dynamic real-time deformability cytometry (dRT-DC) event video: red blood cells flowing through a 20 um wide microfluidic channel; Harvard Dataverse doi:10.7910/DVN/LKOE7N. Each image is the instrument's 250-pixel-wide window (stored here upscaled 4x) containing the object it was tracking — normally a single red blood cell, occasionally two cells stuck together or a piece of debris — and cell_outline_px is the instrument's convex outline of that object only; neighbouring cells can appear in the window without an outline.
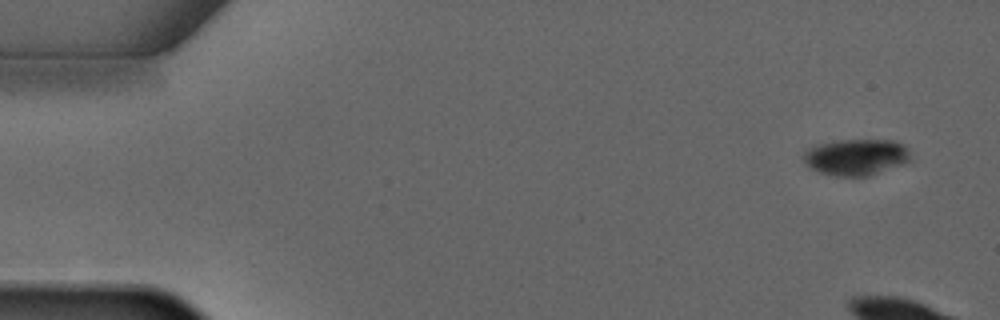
{"species": "common noctule bat (a hibernating species)", "species_latin": "Nyctalus noctula", "temperature_condition": "warm", "stored_images_in_passage": 5, "camera_frame_rate_fps": 3000, "um_per_image_px": 0.085, "animal": {"sex": "male", "forearm_length_mm": 52.5}, "frame": {"image": 1, "passage_image": 1, "time_ms": 0.0, "image_size_px": [1000, 320], "cell_outline_px": [[912, 160], [904, 164], [872, 176], [836, 176], [820, 172], [804, 164], [800, 156], [808, 148], [816, 144], [836, 140], [892, 140], [904, 144], [908, 148]], "centroid_in_image_um": [72.77, 13.35], "position_along_channel_um": 12.2, "area_um2": 23.24}}
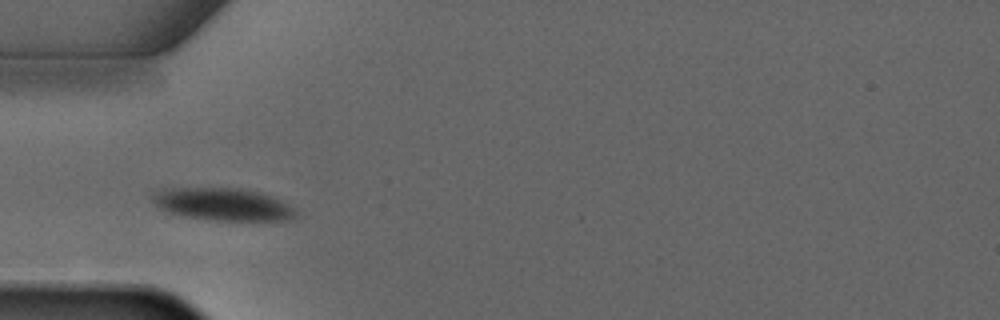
{"frame": {"image": 2, "passage_image": 4, "time_ms": 4.667, "image_size_px": [1000, 320], "cell_outline_px": [[300, 212], [292, 220], [216, 220], [184, 216], [168, 212], [160, 208], [152, 200], [152, 192], [160, 188], [240, 188], [260, 192], [272, 196], [296, 208]], "centroid_in_image_um": [18.97, 17.35], "position_along_channel_um": 66.0, "area_um2": 27.34}}
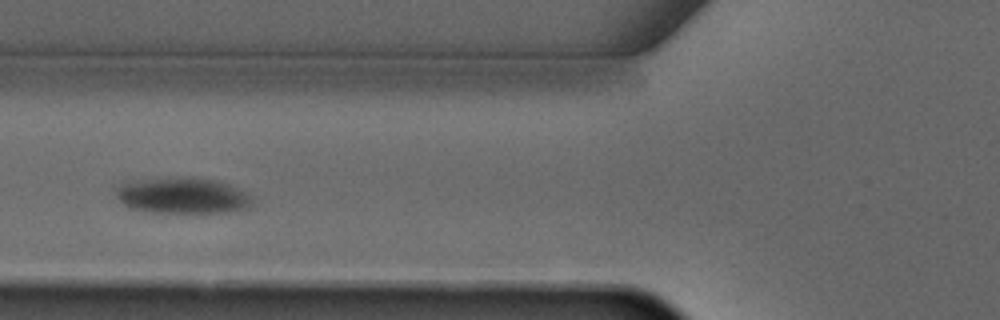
{"frame": {"image": 3, "passage_image": 5, "time_ms": 5.667, "image_size_px": [1000, 320], "cell_outline_px": [[252, 204], [248, 208], [228, 212], [152, 212], [128, 208], [120, 200], [116, 192], [120, 184], [132, 180], [192, 176], [216, 180], [228, 184], [252, 196]], "centroid_in_image_um": [15.52, 16.61], "position_along_channel_um": 110.3, "area_um2": 28.61}}